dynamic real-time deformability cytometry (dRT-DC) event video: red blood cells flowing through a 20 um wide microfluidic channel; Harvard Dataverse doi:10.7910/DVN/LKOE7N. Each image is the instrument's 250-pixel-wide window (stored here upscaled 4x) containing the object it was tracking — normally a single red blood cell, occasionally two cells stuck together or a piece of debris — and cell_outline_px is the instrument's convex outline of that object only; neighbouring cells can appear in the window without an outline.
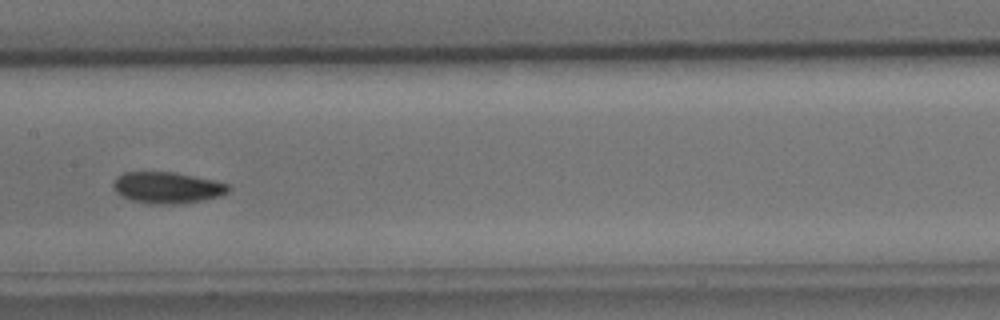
{"species": "common noctule bat (a hibernating species)", "species_latin": "Nyctalus noctula", "temperature_condition": "cold", "stored_images_in_passage": 9, "camera_frame_rate_fps": 3000, "um_per_image_px": 0.085, "animal": {"sex": "male", "body_mass_g": 15.6}, "frame": {"image": 1, "passage_image": 9, "time_ms": 9.333, "image_size_px": [1000, 320], "cell_outline_px": [[232, 188], [228, 192], [220, 196], [180, 204], [148, 204], [132, 200], [120, 196], [112, 188], [112, 184], [116, 176], [124, 172], [172, 172], [212, 180], [228, 184]], "centroid_in_image_um": [14.16, 15.96], "position_along_channel_um": 193.2, "area_um2": 21.1}}